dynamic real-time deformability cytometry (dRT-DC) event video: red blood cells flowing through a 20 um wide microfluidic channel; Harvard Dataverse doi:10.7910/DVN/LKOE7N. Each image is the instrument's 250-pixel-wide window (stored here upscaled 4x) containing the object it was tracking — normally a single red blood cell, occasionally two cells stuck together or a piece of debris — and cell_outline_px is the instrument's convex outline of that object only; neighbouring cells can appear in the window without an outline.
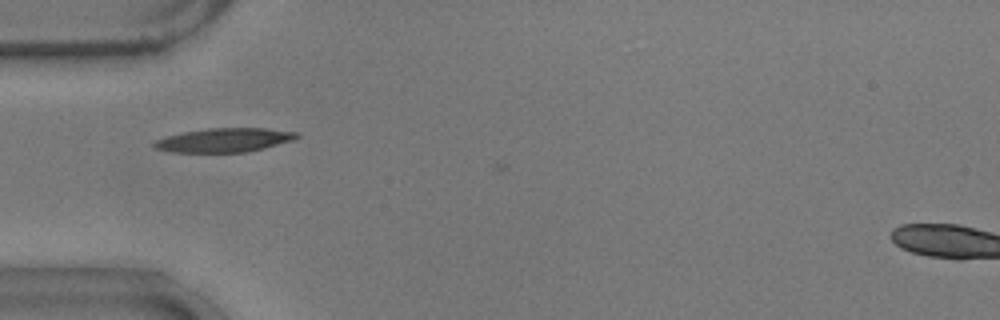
{"species": "common noctule bat (a hibernating species)", "species_latin": "Nyctalus noctula", "temperature_condition": "warm", "stored_images_in_passage": 7, "camera_frame_rate_fps": 3000, "um_per_image_px": 0.085, "animal": {"sex": "male", "body_mass_g": 17.9}, "frame": {"image": 1, "passage_image": 5, "time_ms": 1.333, "image_size_px": [1000, 320], "cell_outline_px": [[300, 136], [296, 140], [248, 152], [172, 152], [156, 148], [152, 144], [156, 140], [168, 136], [184, 132], [208, 128], [268, 128], [300, 132]], "centroid_in_image_um": [19.16, 11.9], "position_along_channel_um": 65.8, "area_um2": 20.0}}